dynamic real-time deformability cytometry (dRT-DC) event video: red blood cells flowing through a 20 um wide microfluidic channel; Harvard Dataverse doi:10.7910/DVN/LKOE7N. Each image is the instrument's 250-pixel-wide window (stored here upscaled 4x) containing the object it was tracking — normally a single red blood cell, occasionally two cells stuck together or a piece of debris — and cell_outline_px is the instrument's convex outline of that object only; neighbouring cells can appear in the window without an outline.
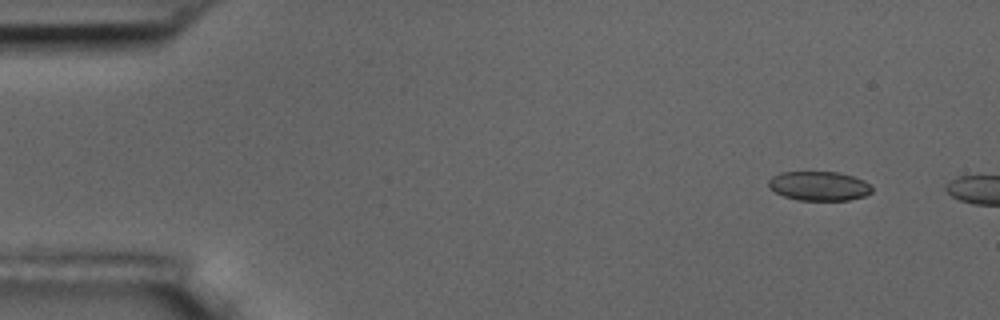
{"species": "common noctule bat (a hibernating species)", "species_latin": "Nyctalus noctula", "temperature_condition": "room temperature", "stored_images_in_passage": 2, "camera_frame_rate_fps": 3000, "um_per_image_px": 0.085, "animal": {"sex": "male", "body_mass_g": 17.5, "forearm_length_mm": 52.3}, "frame": {"image": 1, "passage_image": 1, "time_ms": 0.0, "image_size_px": [1000, 320], "cell_outline_px": [[872, 192], [864, 196], [848, 200], [796, 200], [784, 196], [776, 192], [768, 184], [768, 180], [772, 176], [780, 172], [836, 172], [852, 176], [864, 180], [872, 188]], "centroid_in_image_um": [69.61, 15.81], "position_along_channel_um": 15.4, "area_um2": 17.51}}